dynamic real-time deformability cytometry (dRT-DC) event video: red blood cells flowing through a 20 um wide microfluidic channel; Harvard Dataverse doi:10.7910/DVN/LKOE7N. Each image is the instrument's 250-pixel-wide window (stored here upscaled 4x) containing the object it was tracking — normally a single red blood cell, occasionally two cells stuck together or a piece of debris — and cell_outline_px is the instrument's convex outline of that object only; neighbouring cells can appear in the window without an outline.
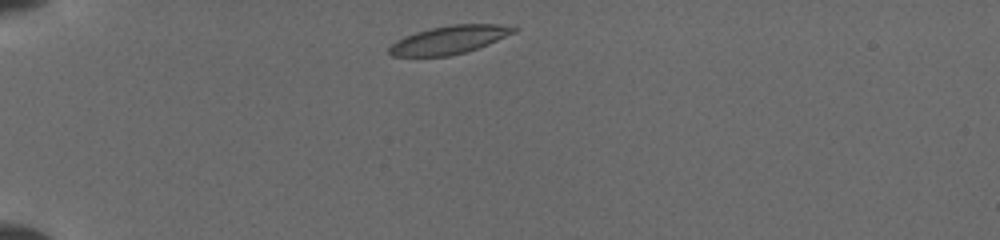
{"species": "common noctule bat (a hibernating species)", "species_latin": "Nyctalus noctula", "temperature_condition": "cold", "stored_images_in_passage": 6, "camera_frame_rate_fps": 3000, "um_per_image_px": 0.085, "animal": {"sex": "female", "body_mass_g": 19.5, "forearm_length_mm": 54.1}, "frame": {"image": 1, "passage_image": 1, "time_ms": 0.0, "image_size_px": [1000, 240], "cell_outline_px": [[520, 28], [516, 32], [488, 44], [464, 52], [448, 56], [392, 56], [388, 52], [388, 48], [396, 40], [404, 36], [416, 32], [432, 28], [452, 24], [496, 24]], "centroid_in_image_um": [38.17, 3.38], "position_along_channel_um": 46.8, "area_um2": 20.29}}
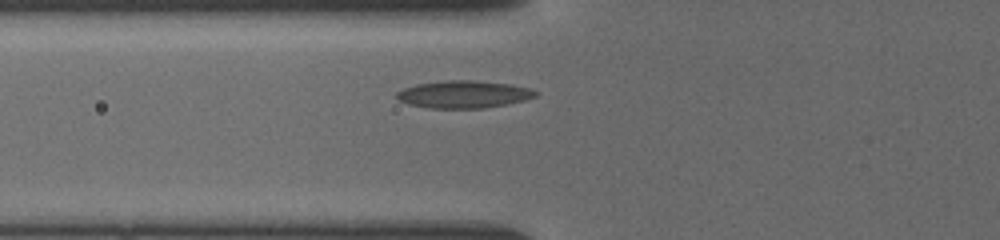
{"frame": {"image": 2, "passage_image": 4, "time_ms": 2.0, "image_size_px": [1000, 240], "cell_outline_px": [[540, 92], [536, 96], [524, 100], [504, 104], [480, 108], [428, 108], [408, 104], [400, 100], [396, 96], [396, 92], [404, 88], [416, 84], [444, 80], [476, 80], [512, 84], [528, 88]], "centroid_in_image_um": [39.4, 8.0], "position_along_channel_um": 86.4, "area_um2": 22.14}}
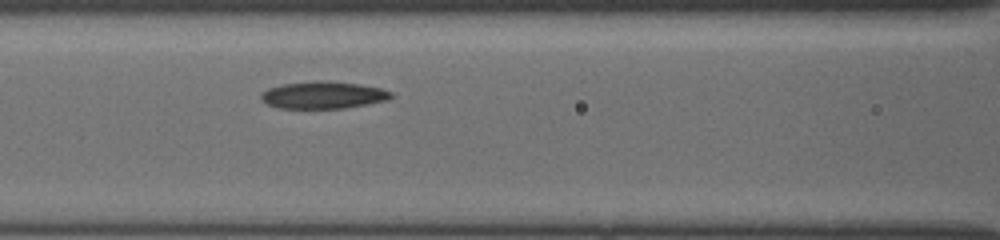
{"frame": {"image": 3, "passage_image": 6, "time_ms": 3.333, "image_size_px": [1000, 240], "cell_outline_px": [[392, 96], [388, 100], [368, 104], [344, 108], [280, 108], [268, 104], [260, 100], [260, 96], [268, 88], [284, 84], [312, 80], [328, 80], [360, 84], [380, 88], [392, 92]], "centroid_in_image_um": [27.48, 8.07], "position_along_channel_um": 139.1, "area_um2": 20.69}}